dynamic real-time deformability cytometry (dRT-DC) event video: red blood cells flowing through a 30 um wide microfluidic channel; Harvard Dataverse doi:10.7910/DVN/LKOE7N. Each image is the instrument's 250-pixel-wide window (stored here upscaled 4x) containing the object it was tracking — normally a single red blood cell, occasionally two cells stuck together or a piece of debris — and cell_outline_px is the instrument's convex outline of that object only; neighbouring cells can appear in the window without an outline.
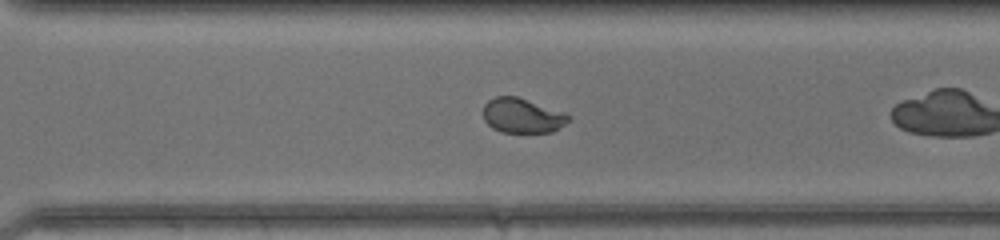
{"species": "common noctule bat (a hibernating species)", "species_latin": "Nyctalus noctula", "temperature_condition": "warm", "stored_images_in_passage": 29, "camera_frame_rate_fps": 3000, "um_per_image_px": 0.085, "animal": {"sex": "female", "body_mass_g": 17.0, "forearm_length_mm": 48.0}, "frame": {"image": 1, "passage_image": 21, "time_ms": 6.667, "image_size_px": [1000, 240], "cell_outline_px": [[568, 120], [564, 124], [552, 132], [500, 132], [492, 128], [484, 120], [484, 104], [488, 100], [496, 96], [516, 96], [564, 112], [568, 116]], "centroid_in_image_um": [44.35, 9.82], "position_along_channel_um": 326.3, "area_um2": 17.05}, "authors_computed_cell_mechanics": {"area_um2": 17.8602, "velocity_mm_per_s": 4.3461, "shape_relaxation_time_tau1_ms": 9.5381, "shape_relaxation_time_tau2_ms": null, "deformation_change_tau1": 0.1845, "deformation_change_tau2": null}}